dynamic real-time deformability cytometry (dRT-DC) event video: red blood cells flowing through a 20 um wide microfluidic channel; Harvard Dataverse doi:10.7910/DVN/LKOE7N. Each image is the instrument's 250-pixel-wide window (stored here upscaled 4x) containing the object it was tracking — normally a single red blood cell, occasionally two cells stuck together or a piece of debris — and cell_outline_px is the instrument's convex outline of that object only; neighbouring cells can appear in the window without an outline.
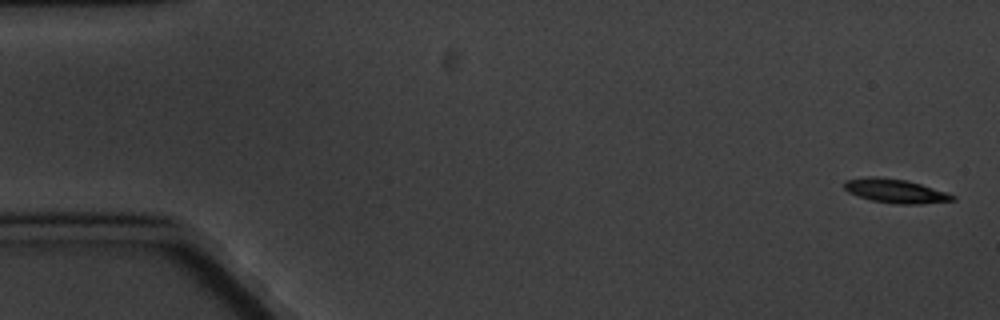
{"species": "common noctule bat (a hibernating species)", "species_latin": "Nyctalus noctula", "temperature_condition": "cold", "stored_images_in_passage": 9, "camera_frame_rate_fps": 3000, "um_per_image_px": 0.085, "animal": {"sex": "male", "body_mass_g": 20.1, "forearm_length_mm": 53.5}, "frame": {"image": 1, "passage_image": 1, "time_ms": 0.0, "image_size_px": [1000, 320], "cell_outline_px": [[956, 200], [920, 204], [896, 204], [872, 200], [848, 192], [844, 188], [844, 180], [868, 176], [876, 176], [904, 180], [920, 184], [956, 196]], "centroid_in_image_um": [76.08, 16.23], "position_along_channel_um": 8.9, "area_um2": 14.91}}
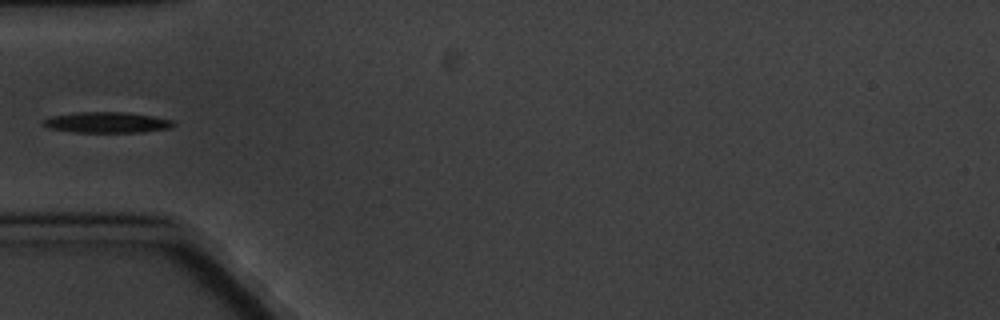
{"frame": {"image": 2, "passage_image": 6, "time_ms": 6.0, "image_size_px": [1000, 320], "cell_outline_px": [[176, 124], [168, 128], [140, 132], [72, 132], [48, 128], [40, 124], [40, 120], [52, 116], [80, 112], [128, 112], [152, 116], [172, 120]], "centroid_in_image_um": [9.02, 10.4], "position_along_channel_um": 76.0, "area_um2": 15.78}}
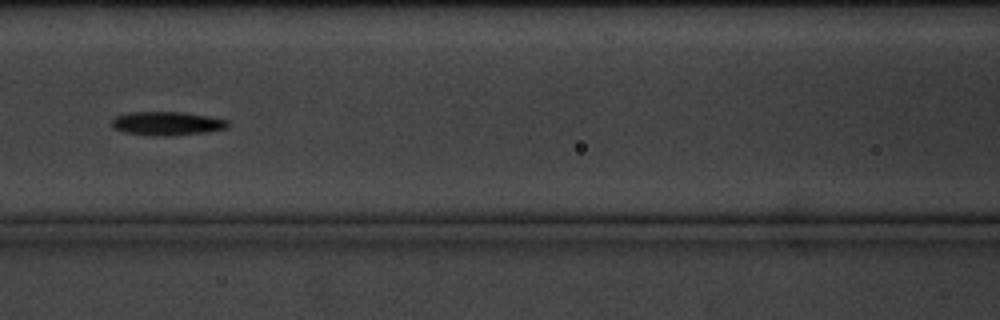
{"frame": {"image": 3, "passage_image": 8, "time_ms": 8.333, "image_size_px": [1000, 320], "cell_outline_px": [[228, 128], [208, 132], [160, 136], [156, 136], [124, 132], [116, 128], [112, 124], [112, 120], [116, 116], [128, 112], [184, 112], [208, 116], [228, 120]], "centroid_in_image_um": [14.22, 10.48], "position_along_channel_um": 152.4, "area_um2": 15.9}}